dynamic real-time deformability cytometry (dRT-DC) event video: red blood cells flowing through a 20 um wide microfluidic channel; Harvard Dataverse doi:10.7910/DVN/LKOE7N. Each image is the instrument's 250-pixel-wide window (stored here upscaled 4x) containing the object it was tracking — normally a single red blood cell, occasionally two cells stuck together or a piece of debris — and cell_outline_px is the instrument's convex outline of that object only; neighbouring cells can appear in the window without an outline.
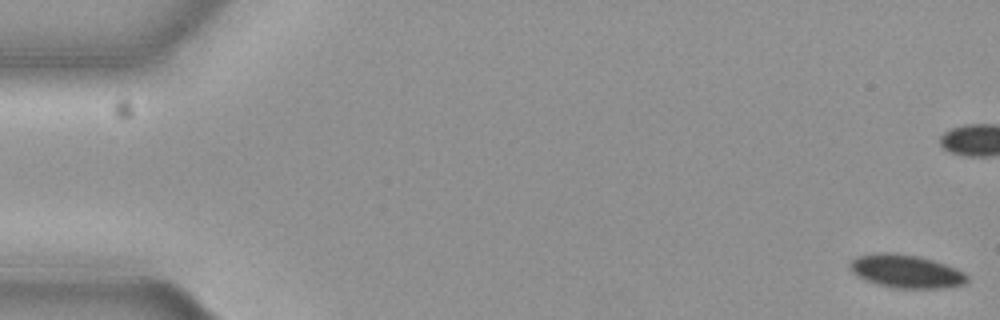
{"species": "common noctule bat (a hibernating species)", "species_latin": "Nyctalus noctula", "temperature_condition": "cold", "stored_images_in_passage": 58, "camera_frame_rate_fps": 3000, "um_per_image_px": 0.085, "animal": {"sex": "female", "body_mass_g": 19.3, "forearm_length_mm": 54.1}, "frame": {"image": 1, "passage_image": 1, "time_ms": 0.0, "image_size_px": [1000, 320], "cell_outline_px": [[968, 280], [964, 284], [944, 288], [892, 288], [864, 280], [856, 276], [852, 272], [852, 260], [856, 256], [880, 252], [888, 252], [916, 256], [932, 260], [956, 268], [964, 272], [968, 276]], "centroid_in_image_um": [77.02, 23.07], "position_along_channel_um": 8.0, "area_um2": 22.54}}
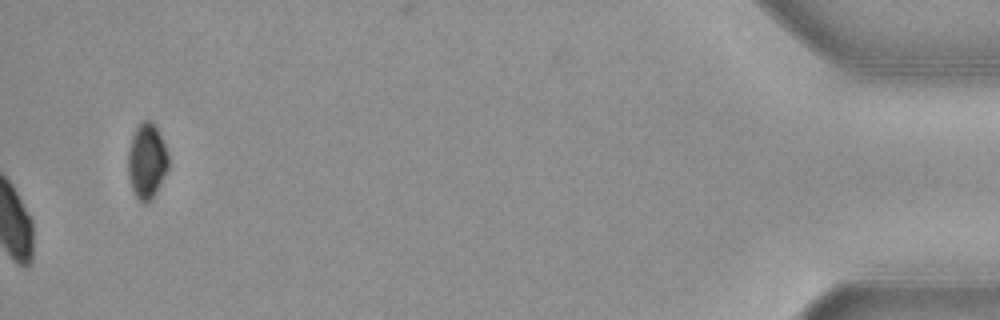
{"frame": {"image": 2, "passage_image": 58, "time_ms": 19.0, "image_size_px": [1000, 320], "cell_outline_px": [[168, 172], [152, 200], [148, 204], [144, 204], [136, 196], [132, 188], [128, 176], [128, 152], [132, 136], [140, 120], [148, 120], [156, 124], [168, 152]], "centroid_in_image_um": [12.5, 13.69], "position_along_channel_um": 422.7, "area_um2": 18.09}, "authors_computed_cell_mechanics": {"area_um2": 23.9581, "velocity_mm_per_s": 3.6526, "shape_relaxation_time_tau1_ms": 1.7219, "shape_relaxation_time_tau2_ms": null, "deformation_change_tau1": 0.0406, "deformation_change_tau2": null}}